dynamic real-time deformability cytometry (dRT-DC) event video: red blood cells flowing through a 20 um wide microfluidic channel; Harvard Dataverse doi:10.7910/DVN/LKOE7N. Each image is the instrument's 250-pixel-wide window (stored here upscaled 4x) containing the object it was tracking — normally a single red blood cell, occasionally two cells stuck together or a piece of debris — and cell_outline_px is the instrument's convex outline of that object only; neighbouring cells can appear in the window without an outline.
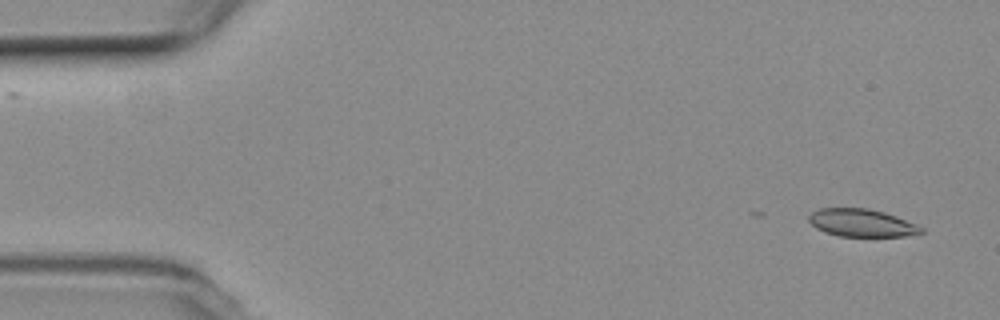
{"species": "common noctule bat (a hibernating species)", "species_latin": "Nyctalus noctula", "temperature_condition": "room temperature", "stored_images_in_passage": 23, "camera_frame_rate_fps": 3000, "um_per_image_px": 0.085, "animal": {"sex": "female", "body_mass_g": 19.3, "forearm_length_mm": 54.1}, "frame": {"image": 1, "passage_image": 3, "time_ms": 0.667, "image_size_px": [1000, 320], "cell_outline_px": [[924, 232], [904, 236], [840, 236], [824, 232], [816, 228], [808, 220], [808, 216], [812, 212], [820, 208], [868, 208], [884, 212], [896, 216], [916, 224], [924, 228]], "centroid_in_image_um": [73.23, 18.94], "position_along_channel_um": 11.8, "area_um2": 18.09}}
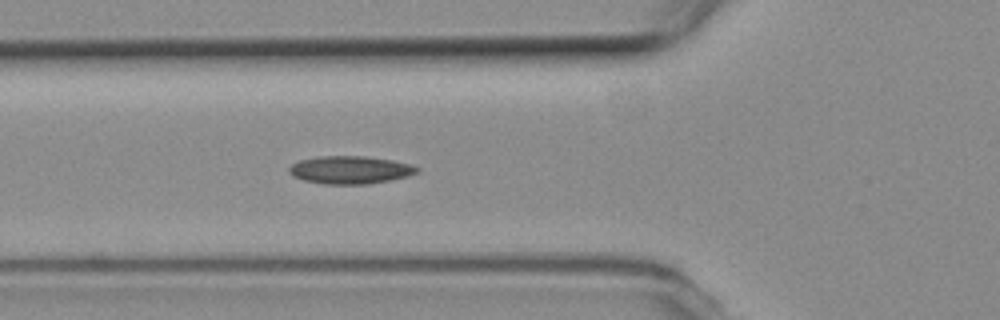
{"frame": {"image": 2, "passage_image": 19, "time_ms": 6.0, "image_size_px": [1000, 320], "cell_outline_px": [[420, 172], [408, 176], [368, 184], [324, 184], [304, 180], [292, 176], [288, 172], [288, 168], [292, 164], [300, 160], [320, 156], [364, 156], [392, 160], [408, 164], [420, 168]], "centroid_in_image_um": [29.75, 14.44], "position_along_channel_um": 96.1, "area_um2": 20.69}}
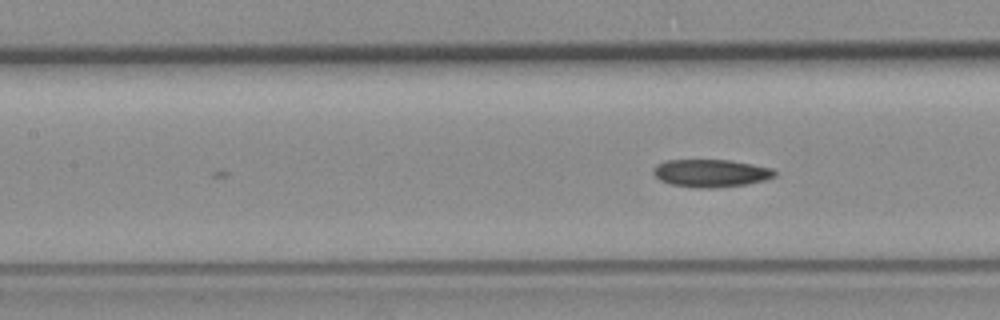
{"frame": {"image": 3, "passage_image": 23, "time_ms": 7.333, "image_size_px": [1000, 320], "cell_outline_px": [[776, 176], [764, 180], [748, 184], [712, 188], [696, 188], [672, 184], [660, 180], [652, 172], [652, 168], [656, 164], [668, 160], [728, 160], [752, 164], [772, 168], [776, 172]], "centroid_in_image_um": [60.42, 14.72], "position_along_channel_um": 147.0, "area_um2": 19.59}}